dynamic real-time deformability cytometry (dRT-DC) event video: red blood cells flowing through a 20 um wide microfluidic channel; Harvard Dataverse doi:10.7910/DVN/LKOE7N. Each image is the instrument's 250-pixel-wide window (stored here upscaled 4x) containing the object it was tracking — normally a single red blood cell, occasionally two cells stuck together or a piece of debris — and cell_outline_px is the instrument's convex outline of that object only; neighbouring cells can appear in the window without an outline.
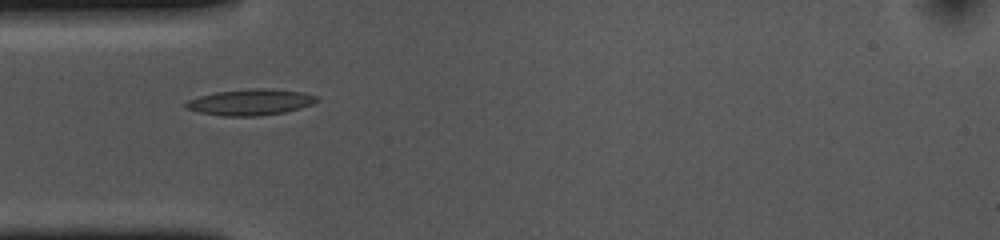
{"species": "common noctule bat (a hibernating species)", "species_latin": "Nyctalus noctula", "temperature_condition": "cold", "stored_images_in_passage": 39, "camera_frame_rate_fps": 3000, "um_per_image_px": 0.085, "animal": {"sex": "female", "body_mass_g": 10.0, "forearm_length_mm": 53.1}, "frame": {"image": 1, "passage_image": 1, "time_ms": 0.0, "image_size_px": [1000, 240], "cell_outline_px": [[320, 100], [312, 104], [300, 108], [284, 112], [260, 116], [224, 116], [200, 112], [184, 108], [184, 104], [188, 100], [200, 96], [216, 92], [252, 88], [272, 88], [304, 92], [320, 96]], "centroid_in_image_um": [21.34, 8.67], "position_along_channel_um": 63.7, "area_um2": 20.11}}
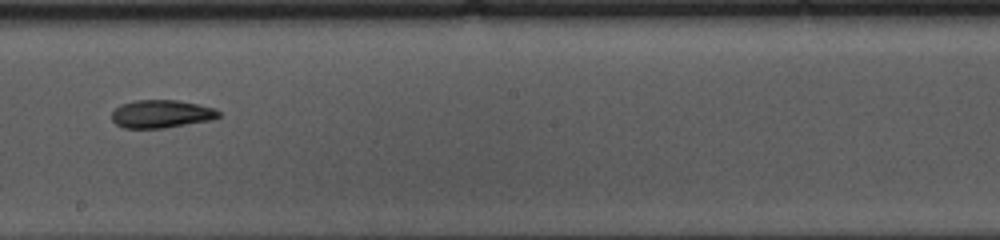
{"frame": {"image": 2, "passage_image": 15, "time_ms": 4.667, "image_size_px": [1000, 240], "cell_outline_px": [[220, 116], [212, 120], [164, 128], [124, 128], [116, 124], [112, 120], [112, 112], [120, 104], [136, 100], [176, 100], [216, 108], [220, 112]], "centroid_in_image_um": [13.72, 9.68], "position_along_channel_um": 234.5, "area_um2": 17.46}}
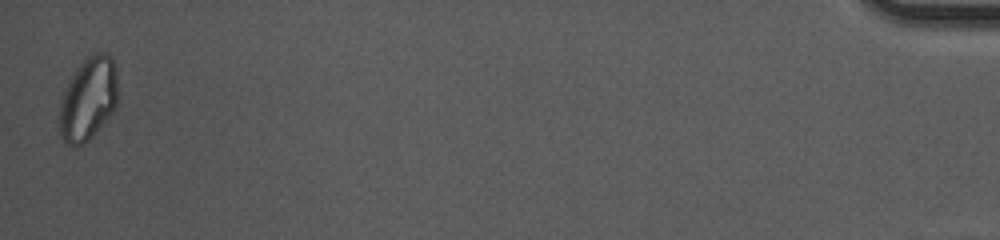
{"frame": {"image": 3, "passage_image": 39, "time_ms": 12.667, "image_size_px": [1000, 240], "cell_outline_px": [[116, 108], [88, 140], [84, 144], [76, 148], [68, 144], [60, 136], [60, 96], [68, 80], [84, 56], [92, 52], [108, 52], [112, 56], [116, 68]], "centroid_in_image_um": [7.48, 8.35], "position_along_channel_um": 427.7, "area_um2": 28.73}, "authors_computed_cell_mechanics": {"area_um2": 18.1492, "velocity_mm_per_s": 3.6525, "shape_relaxation_time_tau1_ms": 6.1104, "shape_relaxation_time_tau2_ms": 4.3824, "deformation_change_tau1": 0.1641, "deformation_change_tau2": 0.0818}}